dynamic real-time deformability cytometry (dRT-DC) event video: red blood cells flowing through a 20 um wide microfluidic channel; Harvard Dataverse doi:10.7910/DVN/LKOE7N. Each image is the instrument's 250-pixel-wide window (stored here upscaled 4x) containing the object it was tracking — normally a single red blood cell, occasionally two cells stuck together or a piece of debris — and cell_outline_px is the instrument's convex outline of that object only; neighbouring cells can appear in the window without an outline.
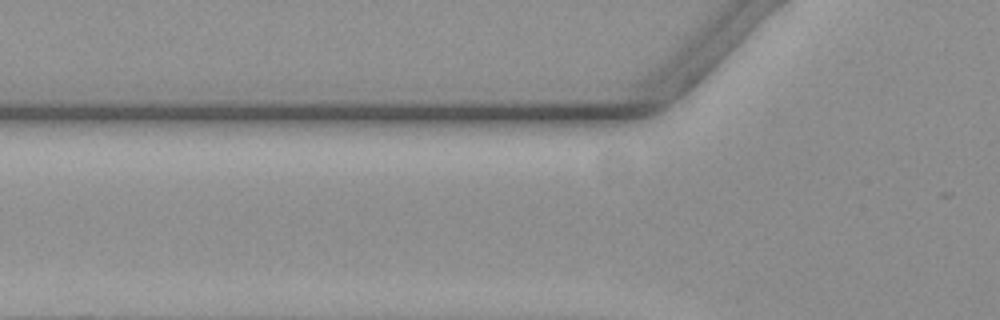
{"species": "common noctule bat (a hibernating species)", "species_latin": "Nyctalus noctula", "temperature_condition": "warm", "stored_images_in_passage": 5, "camera_frame_rate_fps": 3000, "um_per_image_px": 0.085, "animal": {"sex": "female", "body_mass_g": 19.3, "forearm_length_mm": 54.1}, "frame": {"image": 1, "passage_image": 5, "time_ms": 1.333, "image_size_px": [1000, 320], "cell_outline_px": [[604, 264], [572, 264], [552, 260], [540, 256], [536, 252], [528, 240], [576, 240], [592, 244], [604, 252]], "centroid_in_image_um": [48.36, 21.38], "position_along_channel_um": 77.4, "area_um2": 10.12}}